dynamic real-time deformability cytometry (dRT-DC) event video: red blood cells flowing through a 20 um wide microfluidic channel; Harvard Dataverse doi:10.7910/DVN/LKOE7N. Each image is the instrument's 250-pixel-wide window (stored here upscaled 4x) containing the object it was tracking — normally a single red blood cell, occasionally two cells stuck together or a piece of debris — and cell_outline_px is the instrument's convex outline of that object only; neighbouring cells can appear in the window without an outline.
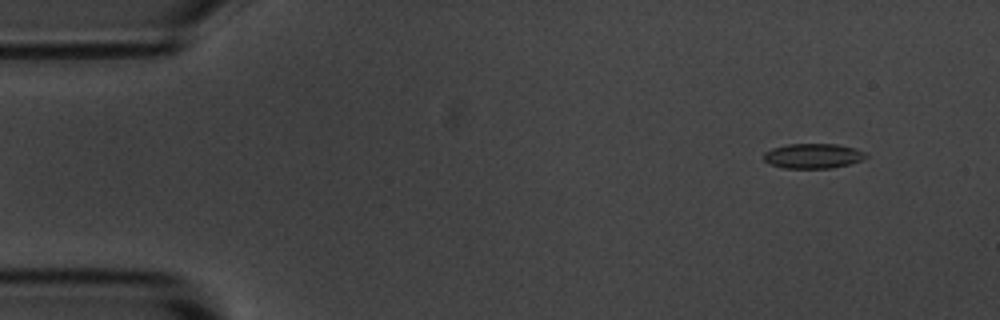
{"species": "common noctule bat (a hibernating species)", "species_latin": "Nyctalus noctula", "temperature_condition": "room temperature", "stored_images_in_passage": 4, "camera_frame_rate_fps": 3000, "um_per_image_px": 0.085, "animal": {"sex": "male", "body_mass_g": 20.1, "forearm_length_mm": 53.5}, "frame": {"image": 1, "passage_image": 1, "time_ms": 0.0, "image_size_px": [1000, 320], "cell_outline_px": [[868, 156], [860, 160], [848, 164], [832, 168], [784, 168], [768, 164], [764, 160], [764, 152], [772, 148], [788, 144], [836, 144], [856, 148], [864, 152]], "centroid_in_image_um": [69.08, 13.25], "position_along_channel_um": 15.9, "area_um2": 14.8}}
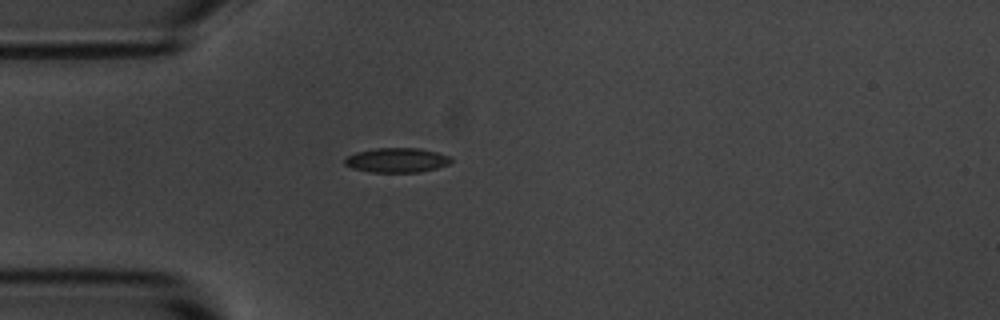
{"frame": {"image": 2, "passage_image": 4, "time_ms": 3.333, "image_size_px": [1000, 320], "cell_outline_px": [[452, 160], [448, 164], [436, 168], [420, 172], [372, 172], [352, 168], [344, 164], [344, 156], [356, 152], [376, 148], [420, 148], [436, 152], [448, 156]], "centroid_in_image_um": [33.68, 13.61], "position_along_channel_um": 51.3, "area_um2": 15.2}}